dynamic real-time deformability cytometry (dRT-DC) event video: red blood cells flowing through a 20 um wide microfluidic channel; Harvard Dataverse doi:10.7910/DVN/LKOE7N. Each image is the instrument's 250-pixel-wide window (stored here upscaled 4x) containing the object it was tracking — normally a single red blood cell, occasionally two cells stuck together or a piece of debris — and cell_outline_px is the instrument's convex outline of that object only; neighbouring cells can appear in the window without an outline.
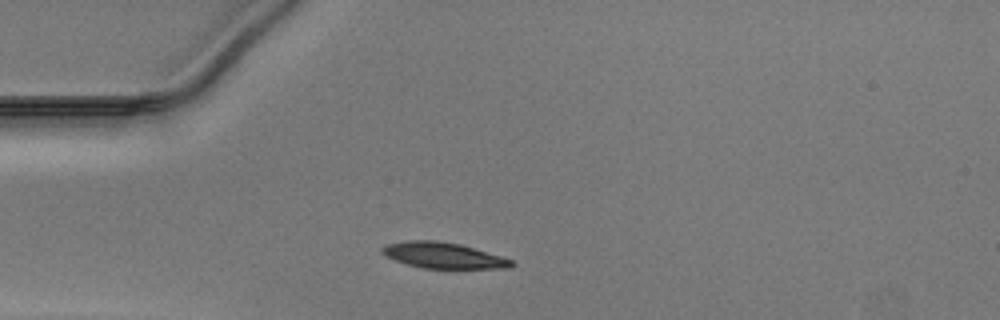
{"species": "Egyptian fruit bat (a non-hibernating species)", "species_latin": "Rousettus aegyptiacus", "temperature_condition": "warm", "stored_images_in_passage": 29, "camera_frame_rate_fps": 3000, "um_per_image_px": 0.085, "animal": {"sex": "male"}, "frame": {"image": 1, "passage_image": 1, "time_ms": 0.0, "image_size_px": [1000, 320], "cell_outline_px": [[516, 264], [512, 268], [424, 268], [408, 264], [384, 256], [380, 252], [380, 248], [384, 244], [408, 240], [436, 240], [460, 244], [500, 256], [512, 260]], "centroid_in_image_um": [37.64, 21.7], "position_along_channel_um": 47.4, "area_um2": 19.48}}
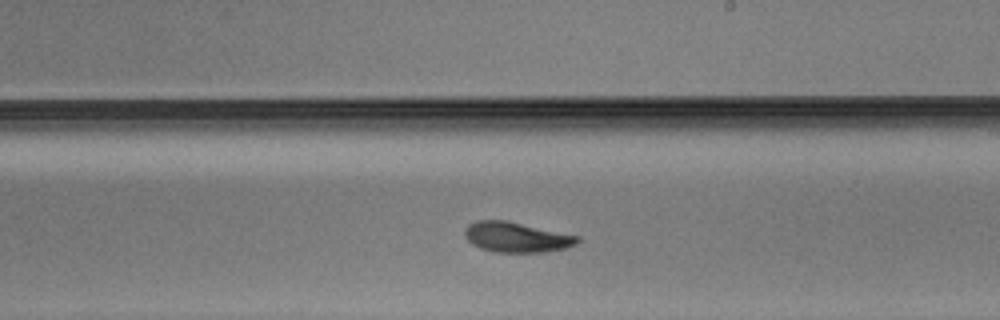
{"frame": {"image": 2, "passage_image": 17, "time_ms": 5.333, "image_size_px": [1000, 320], "cell_outline_px": [[580, 240], [576, 244], [564, 248], [544, 252], [492, 252], [480, 248], [472, 244], [464, 236], [464, 228], [468, 224], [476, 220], [504, 220], [580, 236]], "centroid_in_image_um": [43.86, 20.16], "position_along_channel_um": 245.1, "area_um2": 19.83}}
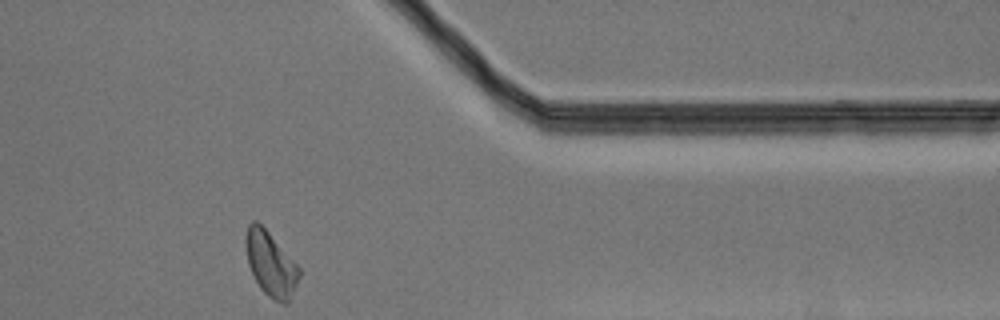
{"frame": {"image": 3, "passage_image": 29, "time_ms": 9.333, "image_size_px": [1000, 320], "cell_outline_px": [[300, 276], [288, 304], [284, 304], [268, 296], [260, 288], [248, 264], [244, 244], [244, 240], [248, 224], [252, 220], [256, 220], [268, 232], [300, 268]], "centroid_in_image_um": [22.99, 22.43], "position_along_channel_um": 388.4, "area_um2": 19.88}}